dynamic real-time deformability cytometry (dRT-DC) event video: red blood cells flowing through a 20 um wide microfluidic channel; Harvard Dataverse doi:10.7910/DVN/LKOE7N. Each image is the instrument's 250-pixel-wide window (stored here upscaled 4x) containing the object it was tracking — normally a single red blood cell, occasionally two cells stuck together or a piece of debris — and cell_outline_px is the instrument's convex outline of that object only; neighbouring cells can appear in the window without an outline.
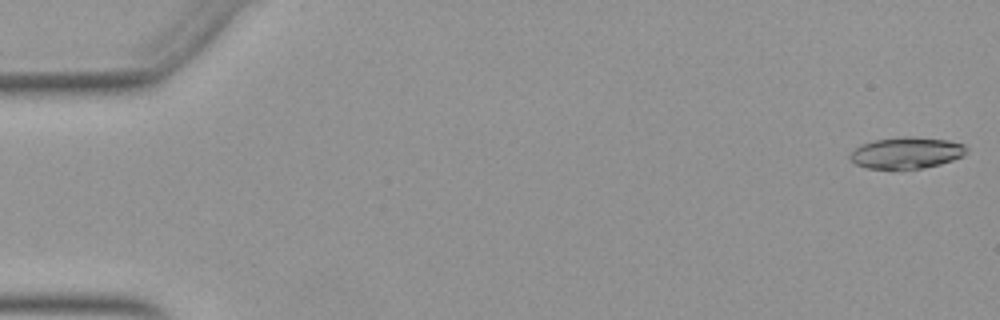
{"species": "Egyptian fruit bat (a non-hibernating species)", "species_latin": "Rousettus aegyptiacus", "temperature_condition": "warm", "stored_images_in_passage": 52, "camera_frame_rate_fps": 3000, "um_per_image_px": 0.085, "animal": {"sex": "female"}, "frame": {"image": 1, "passage_image": 1, "time_ms": 0.0, "image_size_px": [1000, 320], "cell_outline_px": [[968, 152], [964, 156], [940, 164], [924, 168], [868, 168], [856, 164], [848, 156], [860, 144], [876, 140], [904, 136], [908, 136], [948, 140], [964, 144], [968, 148]], "centroid_in_image_um": [77.1, 12.98], "position_along_channel_um": 7.9, "area_um2": 21.21}}
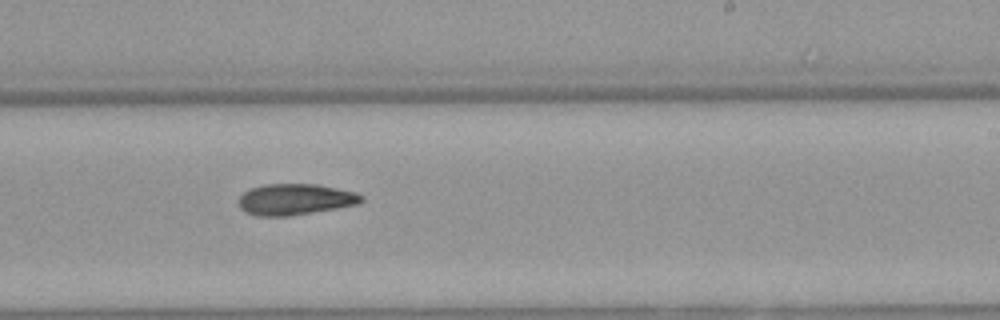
{"frame": {"image": 2, "passage_image": 32, "time_ms": 10.333, "image_size_px": [1000, 320], "cell_outline_px": [[364, 200], [360, 204], [288, 216], [256, 216], [244, 212], [240, 208], [240, 196], [248, 188], [264, 184], [316, 184], [356, 192], [364, 196]], "centroid_in_image_um": [25.09, 16.94], "position_along_channel_um": 263.9, "area_um2": 22.37}}
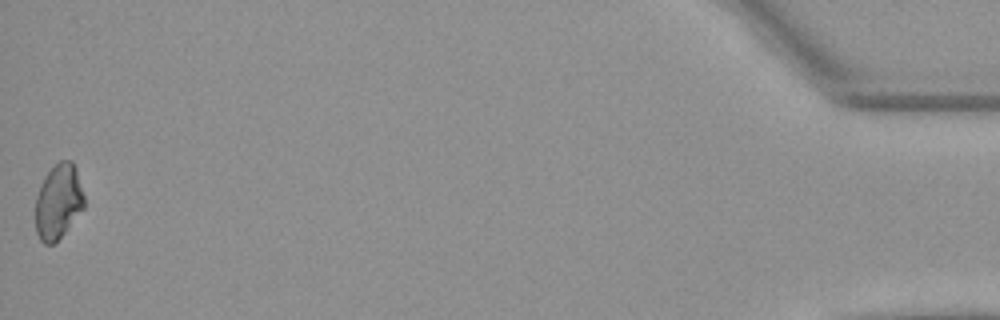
{"frame": {"image": 3, "passage_image": 52, "time_ms": 17.0, "image_size_px": [1000, 320], "cell_outline_px": [[84, 208], [64, 232], [52, 244], [44, 244], [40, 240], [36, 232], [36, 196], [44, 176], [60, 160], [72, 160], [76, 168], [84, 196]], "centroid_in_image_um": [4.96, 17.12], "position_along_channel_um": 430.2, "area_um2": 21.04}, "authors_computed_cell_mechanics": {"area_um2": 22.0218, "velocity_mm_per_s": 3.93, "shape_relaxation_time_tau1_ms": null, "shape_relaxation_time_tau2_ms": 7.0321, "deformation_change_tau1": null, "deformation_change_tau2": 0.147}}